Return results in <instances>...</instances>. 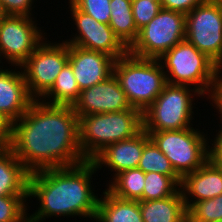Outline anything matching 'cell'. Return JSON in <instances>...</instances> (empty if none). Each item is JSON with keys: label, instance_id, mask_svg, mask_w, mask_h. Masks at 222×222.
Instances as JSON below:
<instances>
[{"label": "cell", "instance_id": "cell-28", "mask_svg": "<svg viewBox=\"0 0 222 222\" xmlns=\"http://www.w3.org/2000/svg\"><path fill=\"white\" fill-rule=\"evenodd\" d=\"M161 9L160 1L132 0V13L137 30L147 25Z\"/></svg>", "mask_w": 222, "mask_h": 222}, {"label": "cell", "instance_id": "cell-16", "mask_svg": "<svg viewBox=\"0 0 222 222\" xmlns=\"http://www.w3.org/2000/svg\"><path fill=\"white\" fill-rule=\"evenodd\" d=\"M33 101L21 67L0 65V112L14 122Z\"/></svg>", "mask_w": 222, "mask_h": 222}, {"label": "cell", "instance_id": "cell-11", "mask_svg": "<svg viewBox=\"0 0 222 222\" xmlns=\"http://www.w3.org/2000/svg\"><path fill=\"white\" fill-rule=\"evenodd\" d=\"M185 39L210 58L222 73V3L206 0L186 14Z\"/></svg>", "mask_w": 222, "mask_h": 222}, {"label": "cell", "instance_id": "cell-25", "mask_svg": "<svg viewBox=\"0 0 222 222\" xmlns=\"http://www.w3.org/2000/svg\"><path fill=\"white\" fill-rule=\"evenodd\" d=\"M137 168L144 173L157 172L167 176H179L173 169L170 160L151 140L144 146Z\"/></svg>", "mask_w": 222, "mask_h": 222}, {"label": "cell", "instance_id": "cell-17", "mask_svg": "<svg viewBox=\"0 0 222 222\" xmlns=\"http://www.w3.org/2000/svg\"><path fill=\"white\" fill-rule=\"evenodd\" d=\"M180 189L188 210L195 202L222 194V167L209 159L202 167L182 178Z\"/></svg>", "mask_w": 222, "mask_h": 222}, {"label": "cell", "instance_id": "cell-12", "mask_svg": "<svg viewBox=\"0 0 222 222\" xmlns=\"http://www.w3.org/2000/svg\"><path fill=\"white\" fill-rule=\"evenodd\" d=\"M67 3H65L66 6H69L65 8L68 9L67 14L70 11L69 15L71 16H69L68 21H72L70 22L71 25L73 23L70 30L75 29V32L73 33L71 30L72 35L70 34V37L67 34L66 38L63 34L57 38L62 37V40L68 45L108 54L115 60L128 53V48L114 34L109 24L98 22L92 16L79 10L70 0Z\"/></svg>", "mask_w": 222, "mask_h": 222}, {"label": "cell", "instance_id": "cell-26", "mask_svg": "<svg viewBox=\"0 0 222 222\" xmlns=\"http://www.w3.org/2000/svg\"><path fill=\"white\" fill-rule=\"evenodd\" d=\"M0 222H28V195L1 196Z\"/></svg>", "mask_w": 222, "mask_h": 222}, {"label": "cell", "instance_id": "cell-5", "mask_svg": "<svg viewBox=\"0 0 222 222\" xmlns=\"http://www.w3.org/2000/svg\"><path fill=\"white\" fill-rule=\"evenodd\" d=\"M198 98H202L200 101L205 99L195 88L167 83L154 102L143 112V129L145 131L183 130L197 125L194 124L193 119L200 111L196 107ZM194 110H198L196 114Z\"/></svg>", "mask_w": 222, "mask_h": 222}, {"label": "cell", "instance_id": "cell-7", "mask_svg": "<svg viewBox=\"0 0 222 222\" xmlns=\"http://www.w3.org/2000/svg\"><path fill=\"white\" fill-rule=\"evenodd\" d=\"M200 127L195 125L183 130L146 131L181 178L199 169L210 159L209 129L201 130Z\"/></svg>", "mask_w": 222, "mask_h": 222}, {"label": "cell", "instance_id": "cell-27", "mask_svg": "<svg viewBox=\"0 0 222 222\" xmlns=\"http://www.w3.org/2000/svg\"><path fill=\"white\" fill-rule=\"evenodd\" d=\"M187 222H222V194L195 202L187 210Z\"/></svg>", "mask_w": 222, "mask_h": 222}, {"label": "cell", "instance_id": "cell-31", "mask_svg": "<svg viewBox=\"0 0 222 222\" xmlns=\"http://www.w3.org/2000/svg\"><path fill=\"white\" fill-rule=\"evenodd\" d=\"M216 123V126L213 123V126L209 131V135H211V137H209L211 138L209 139L210 159L222 167V123H219L218 121Z\"/></svg>", "mask_w": 222, "mask_h": 222}, {"label": "cell", "instance_id": "cell-3", "mask_svg": "<svg viewBox=\"0 0 222 222\" xmlns=\"http://www.w3.org/2000/svg\"><path fill=\"white\" fill-rule=\"evenodd\" d=\"M143 129V113L131 108L79 117L80 150L91 161L110 144L129 139Z\"/></svg>", "mask_w": 222, "mask_h": 222}, {"label": "cell", "instance_id": "cell-30", "mask_svg": "<svg viewBox=\"0 0 222 222\" xmlns=\"http://www.w3.org/2000/svg\"><path fill=\"white\" fill-rule=\"evenodd\" d=\"M37 0H0L1 15L30 16L36 17L33 13Z\"/></svg>", "mask_w": 222, "mask_h": 222}, {"label": "cell", "instance_id": "cell-21", "mask_svg": "<svg viewBox=\"0 0 222 222\" xmlns=\"http://www.w3.org/2000/svg\"><path fill=\"white\" fill-rule=\"evenodd\" d=\"M109 26L120 41L129 48L138 37L132 13V0H110Z\"/></svg>", "mask_w": 222, "mask_h": 222}, {"label": "cell", "instance_id": "cell-19", "mask_svg": "<svg viewBox=\"0 0 222 222\" xmlns=\"http://www.w3.org/2000/svg\"><path fill=\"white\" fill-rule=\"evenodd\" d=\"M94 222H143L139 201L126 200L101 192Z\"/></svg>", "mask_w": 222, "mask_h": 222}, {"label": "cell", "instance_id": "cell-10", "mask_svg": "<svg viewBox=\"0 0 222 222\" xmlns=\"http://www.w3.org/2000/svg\"><path fill=\"white\" fill-rule=\"evenodd\" d=\"M36 18L0 14V65L21 66L47 37Z\"/></svg>", "mask_w": 222, "mask_h": 222}, {"label": "cell", "instance_id": "cell-14", "mask_svg": "<svg viewBox=\"0 0 222 222\" xmlns=\"http://www.w3.org/2000/svg\"><path fill=\"white\" fill-rule=\"evenodd\" d=\"M149 141L148 133L142 129L137 135L129 139L108 145L91 161L99 173L101 169L103 173L107 169V174L112 173L109 177L113 178L122 171L138 167L144 146Z\"/></svg>", "mask_w": 222, "mask_h": 222}, {"label": "cell", "instance_id": "cell-29", "mask_svg": "<svg viewBox=\"0 0 222 222\" xmlns=\"http://www.w3.org/2000/svg\"><path fill=\"white\" fill-rule=\"evenodd\" d=\"M79 10L92 16L98 22L109 24L110 0H70Z\"/></svg>", "mask_w": 222, "mask_h": 222}, {"label": "cell", "instance_id": "cell-6", "mask_svg": "<svg viewBox=\"0 0 222 222\" xmlns=\"http://www.w3.org/2000/svg\"><path fill=\"white\" fill-rule=\"evenodd\" d=\"M113 74L129 103L142 113L154 102L167 84L158 59H144L127 53L115 60Z\"/></svg>", "mask_w": 222, "mask_h": 222}, {"label": "cell", "instance_id": "cell-23", "mask_svg": "<svg viewBox=\"0 0 222 222\" xmlns=\"http://www.w3.org/2000/svg\"><path fill=\"white\" fill-rule=\"evenodd\" d=\"M80 91L72 67L67 63L56 77L51 89L40 101L49 105L73 106L80 96Z\"/></svg>", "mask_w": 222, "mask_h": 222}, {"label": "cell", "instance_id": "cell-20", "mask_svg": "<svg viewBox=\"0 0 222 222\" xmlns=\"http://www.w3.org/2000/svg\"><path fill=\"white\" fill-rule=\"evenodd\" d=\"M143 222H187V209L181 189L159 200L139 201Z\"/></svg>", "mask_w": 222, "mask_h": 222}, {"label": "cell", "instance_id": "cell-9", "mask_svg": "<svg viewBox=\"0 0 222 222\" xmlns=\"http://www.w3.org/2000/svg\"><path fill=\"white\" fill-rule=\"evenodd\" d=\"M48 36L20 66L30 96L40 100L52 87L56 77L68 63L69 45L62 39Z\"/></svg>", "mask_w": 222, "mask_h": 222}, {"label": "cell", "instance_id": "cell-15", "mask_svg": "<svg viewBox=\"0 0 222 222\" xmlns=\"http://www.w3.org/2000/svg\"><path fill=\"white\" fill-rule=\"evenodd\" d=\"M68 63L80 90L101 83L113 74L115 59L108 54L69 45Z\"/></svg>", "mask_w": 222, "mask_h": 222}, {"label": "cell", "instance_id": "cell-24", "mask_svg": "<svg viewBox=\"0 0 222 222\" xmlns=\"http://www.w3.org/2000/svg\"><path fill=\"white\" fill-rule=\"evenodd\" d=\"M143 200H159L175 195L180 190L182 178L157 172L145 173Z\"/></svg>", "mask_w": 222, "mask_h": 222}, {"label": "cell", "instance_id": "cell-2", "mask_svg": "<svg viewBox=\"0 0 222 222\" xmlns=\"http://www.w3.org/2000/svg\"><path fill=\"white\" fill-rule=\"evenodd\" d=\"M98 173L95 164L89 160L30 173L28 204L33 199L39 201L36 204L39 205L32 214L28 205V222H46L53 217L59 220L62 216L67 219L82 217L94 222L101 192L94 190L97 186L93 182L98 180Z\"/></svg>", "mask_w": 222, "mask_h": 222}, {"label": "cell", "instance_id": "cell-13", "mask_svg": "<svg viewBox=\"0 0 222 222\" xmlns=\"http://www.w3.org/2000/svg\"><path fill=\"white\" fill-rule=\"evenodd\" d=\"M78 117L90 114L119 112L131 109L118 79L112 74L109 78L92 87L80 91L73 105Z\"/></svg>", "mask_w": 222, "mask_h": 222}, {"label": "cell", "instance_id": "cell-32", "mask_svg": "<svg viewBox=\"0 0 222 222\" xmlns=\"http://www.w3.org/2000/svg\"><path fill=\"white\" fill-rule=\"evenodd\" d=\"M205 1L206 0H160V3L163 9L181 12L186 15Z\"/></svg>", "mask_w": 222, "mask_h": 222}, {"label": "cell", "instance_id": "cell-22", "mask_svg": "<svg viewBox=\"0 0 222 222\" xmlns=\"http://www.w3.org/2000/svg\"><path fill=\"white\" fill-rule=\"evenodd\" d=\"M105 181L106 189L116 197L126 200L143 201L145 173L141 169H128L120 172L113 178H109V181Z\"/></svg>", "mask_w": 222, "mask_h": 222}, {"label": "cell", "instance_id": "cell-1", "mask_svg": "<svg viewBox=\"0 0 222 222\" xmlns=\"http://www.w3.org/2000/svg\"><path fill=\"white\" fill-rule=\"evenodd\" d=\"M10 149L30 173L87 161L80 150L79 117L73 106L40 100L13 122Z\"/></svg>", "mask_w": 222, "mask_h": 222}, {"label": "cell", "instance_id": "cell-34", "mask_svg": "<svg viewBox=\"0 0 222 222\" xmlns=\"http://www.w3.org/2000/svg\"><path fill=\"white\" fill-rule=\"evenodd\" d=\"M13 122L0 112V149L10 148Z\"/></svg>", "mask_w": 222, "mask_h": 222}, {"label": "cell", "instance_id": "cell-4", "mask_svg": "<svg viewBox=\"0 0 222 222\" xmlns=\"http://www.w3.org/2000/svg\"><path fill=\"white\" fill-rule=\"evenodd\" d=\"M172 85L195 88L208 100L221 74L220 68L186 39L158 59Z\"/></svg>", "mask_w": 222, "mask_h": 222}, {"label": "cell", "instance_id": "cell-18", "mask_svg": "<svg viewBox=\"0 0 222 222\" xmlns=\"http://www.w3.org/2000/svg\"><path fill=\"white\" fill-rule=\"evenodd\" d=\"M30 172L10 148L0 149V197L28 195Z\"/></svg>", "mask_w": 222, "mask_h": 222}, {"label": "cell", "instance_id": "cell-33", "mask_svg": "<svg viewBox=\"0 0 222 222\" xmlns=\"http://www.w3.org/2000/svg\"><path fill=\"white\" fill-rule=\"evenodd\" d=\"M207 101L208 104H210L209 106H211V109H215L214 113H212V115L210 114V116H212V120L214 121V119H216L219 120V123H222V73L220 74L217 83L213 88V92ZM215 116L219 119L215 118Z\"/></svg>", "mask_w": 222, "mask_h": 222}, {"label": "cell", "instance_id": "cell-8", "mask_svg": "<svg viewBox=\"0 0 222 222\" xmlns=\"http://www.w3.org/2000/svg\"><path fill=\"white\" fill-rule=\"evenodd\" d=\"M186 15L161 9L159 13L138 32L137 39L128 53L144 59H160L186 37Z\"/></svg>", "mask_w": 222, "mask_h": 222}]
</instances>
